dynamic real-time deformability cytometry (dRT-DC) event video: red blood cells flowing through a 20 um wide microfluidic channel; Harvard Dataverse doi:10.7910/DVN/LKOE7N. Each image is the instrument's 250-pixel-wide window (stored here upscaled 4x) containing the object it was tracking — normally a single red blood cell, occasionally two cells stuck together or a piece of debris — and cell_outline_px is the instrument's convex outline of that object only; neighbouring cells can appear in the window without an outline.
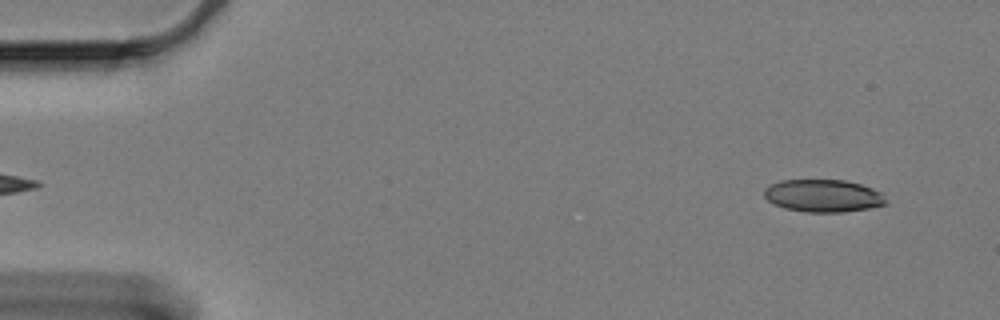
{"species": "Egyptian fruit bat (a non-hibernating species)", "species_latin": "Rousettus aegyptiacus", "temperature_condition": "cold", "stored_images_in_passage": 58, "camera_frame_rate_fps": 3000, "um_per_image_px": 0.085, "animal": {"sex": "female"}, "frame": {"image": 1, "passage_image": 3, "time_ms": 0.667, "image_size_px": [1000, 320], "cell_outline_px": [[888, 204], [868, 208], [844, 212], [804, 212], [784, 208], [772, 204], [764, 196], [764, 188], [768, 184], [780, 180], [844, 180], [860, 184], [872, 188], [880, 192], [884, 196]], "centroid_in_image_um": [69.93, 16.64], "position_along_channel_um": 15.1, "area_um2": 23.29}}
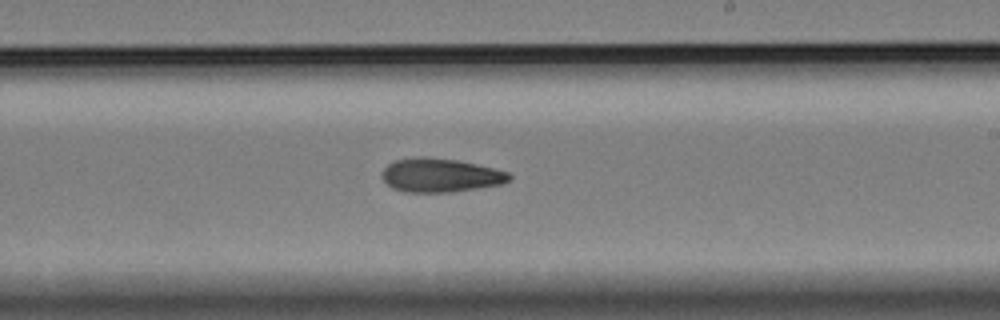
{"frame": {"image": 2, "passage_image": 34, "time_ms": 11.0, "image_size_px": [1000, 320], "cell_outline_px": [[512, 176], [508, 180], [500, 184], [452, 192], [404, 192], [392, 188], [380, 176], [384, 168], [388, 164], [396, 160], [416, 156], [424, 156], [456, 160], [496, 168], [508, 172]], "centroid_in_image_um": [37.4, 14.89], "position_along_channel_um": 251.6, "area_um2": 25.03}}
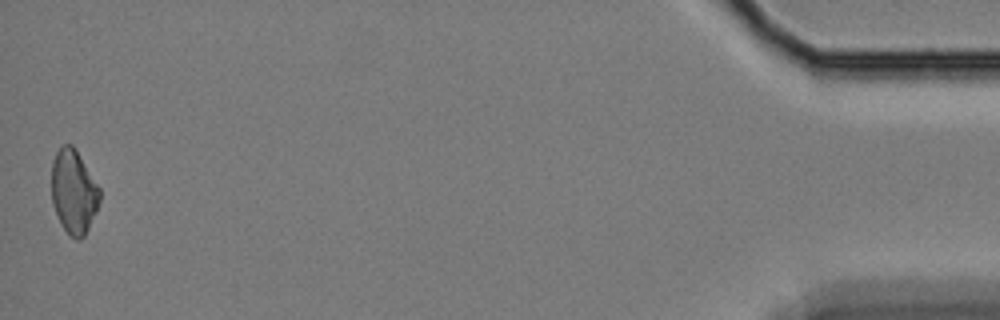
{"frame": {"image": 3, "passage_image": 58, "time_ms": 19.0, "image_size_px": [1000, 320], "cell_outline_px": [[100, 200], [96, 212], [84, 236], [80, 240], [76, 240], [68, 236], [60, 224], [52, 204], [52, 164], [56, 152], [64, 144], [72, 144], [76, 148], [100, 188]], "centroid_in_image_um": [6.26, 16.32], "position_along_channel_um": 428.9, "area_um2": 23.81}, "authors_computed_cell_mechanics": {"area_um2": 24.7962, "velocity_mm_per_s": 3.329, "shape_relaxation_time_tau1_ms": 11.2251, "shape_relaxation_time_tau2_ms": 7.8113, "deformation_change_tau1": 0.185, "deformation_change_tau2": 0.1558}}